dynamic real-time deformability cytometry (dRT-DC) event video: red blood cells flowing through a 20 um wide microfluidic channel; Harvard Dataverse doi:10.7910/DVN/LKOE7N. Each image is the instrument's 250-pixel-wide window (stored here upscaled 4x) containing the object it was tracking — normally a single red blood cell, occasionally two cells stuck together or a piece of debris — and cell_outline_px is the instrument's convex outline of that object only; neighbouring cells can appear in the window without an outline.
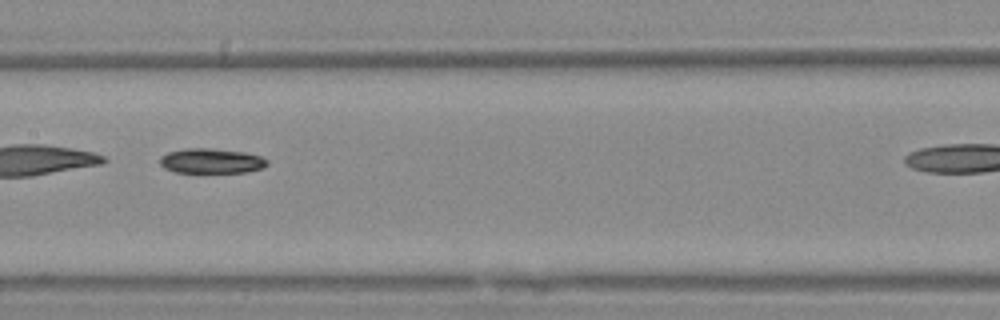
{"species": "Egyptian fruit bat (a non-hibernating species)", "species_latin": "Rousettus aegyptiacus", "temperature_condition": "warm", "stored_images_in_passage": 40, "camera_frame_rate_fps": 3000, "um_per_image_px": 0.085, "animal": {"sex": "female"}, "frame": {"image": 1, "passage_image": 23, "time_ms": 7.333, "image_size_px": [1000, 320], "cell_outline_px": [[268, 164], [264, 168], [244, 172], [176, 172], [164, 168], [160, 164], [160, 156], [168, 152], [184, 148], [212, 148], [244, 152], [260, 156], [268, 160]], "centroid_in_image_um": [17.96, 13.67], "position_along_channel_um": 189.4, "area_um2": 15.61}}